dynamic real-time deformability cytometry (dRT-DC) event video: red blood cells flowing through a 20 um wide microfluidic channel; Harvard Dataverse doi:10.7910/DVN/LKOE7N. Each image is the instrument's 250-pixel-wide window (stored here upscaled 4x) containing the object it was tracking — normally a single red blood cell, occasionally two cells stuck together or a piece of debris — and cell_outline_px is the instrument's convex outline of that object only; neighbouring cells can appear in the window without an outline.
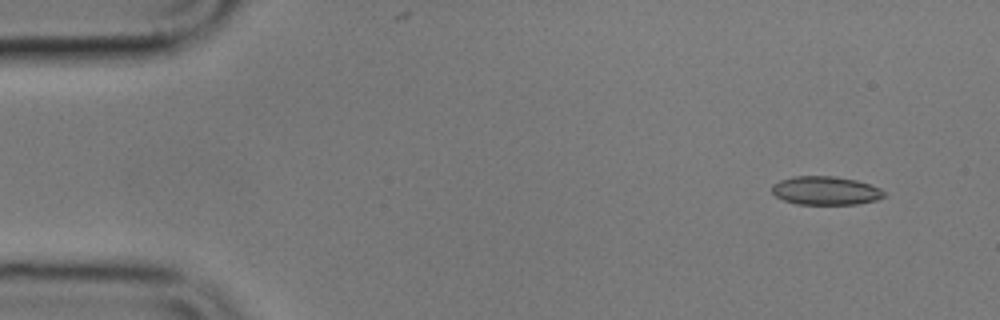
{"species": "common noctule bat (a hibernating species)", "species_latin": "Nyctalus noctula", "temperature_condition": "cold", "stored_images_in_passage": 8, "camera_frame_rate_fps": 3000, "um_per_image_px": 0.085, "animal": {"sex": "male", "body_mass_g": 17.9}, "frame": {"image": 1, "passage_image": 1, "time_ms": 0.0, "image_size_px": [1000, 320], "cell_outline_px": [[884, 196], [876, 200], [856, 204], [796, 204], [784, 200], [776, 196], [772, 192], [772, 184], [780, 180], [792, 176], [836, 176], [856, 180], [880, 188], [884, 192]], "centroid_in_image_um": [70.15, 16.2], "position_along_channel_um": 14.9, "area_um2": 18.61}}
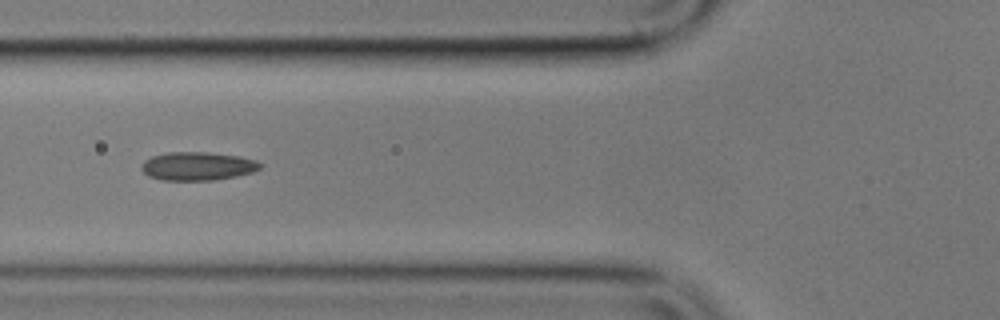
{"frame": {"image": 2, "passage_image": 6, "time_ms": 5.667, "image_size_px": [1000, 320], "cell_outline_px": [[264, 164], [260, 168], [252, 172], [236, 176], [216, 180], [164, 180], [148, 176], [140, 168], [144, 160], [152, 156], [168, 152], [204, 152], [240, 156], [256, 160]], "centroid_in_image_um": [16.81, 14.12], "position_along_channel_um": 109.0, "area_um2": 19.71}}
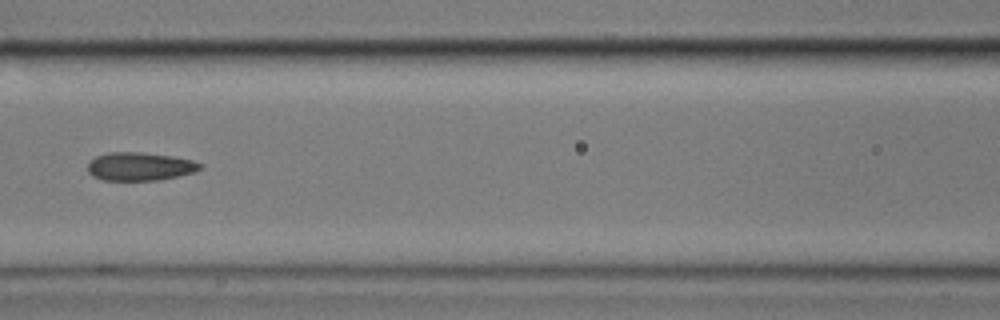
{"frame": {"image": 3, "passage_image": 7, "time_ms": 7.0, "image_size_px": [1000, 320], "cell_outline_px": [[204, 168], [192, 172], [160, 180], [104, 180], [92, 176], [88, 172], [88, 164], [96, 156], [108, 152], [140, 152], [172, 156], [192, 160], [204, 164]], "centroid_in_image_um": [11.9, 14.14], "position_along_channel_um": 154.7, "area_um2": 18.5}}